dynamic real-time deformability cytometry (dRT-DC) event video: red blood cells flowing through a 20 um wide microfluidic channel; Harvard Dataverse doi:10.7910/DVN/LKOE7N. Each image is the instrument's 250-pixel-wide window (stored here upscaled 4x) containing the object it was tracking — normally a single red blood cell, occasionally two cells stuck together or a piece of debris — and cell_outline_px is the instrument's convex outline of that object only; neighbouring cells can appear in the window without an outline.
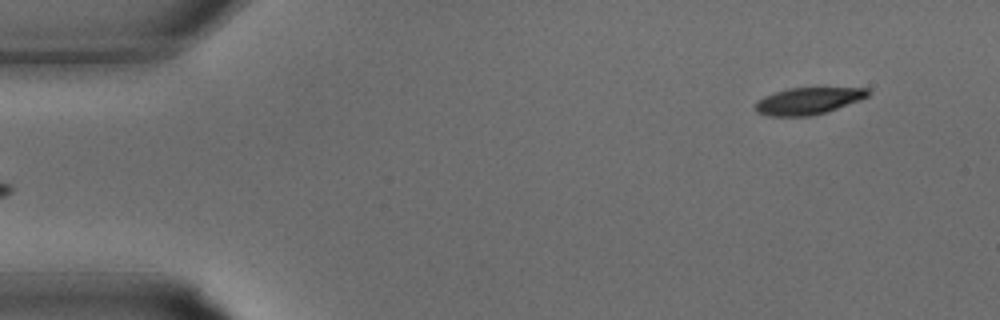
{"species": "common noctule bat (a hibernating species)", "species_latin": "Nyctalus noctula", "temperature_condition": "warm", "stored_images_in_passage": 10, "camera_frame_rate_fps": 3000, "um_per_image_px": 0.085, "animal": {"sex": "male", "body_mass_g": 15.6}, "frame": {"image": 1, "passage_image": 1, "time_ms": 0.0, "image_size_px": [1000, 320], "cell_outline_px": [[872, 92], [868, 96], [860, 100], [828, 112], [812, 116], [768, 116], [756, 112], [756, 100], [764, 96], [788, 88], [868, 88]], "centroid_in_image_um": [68.71, 8.58], "position_along_channel_um": 16.3, "area_um2": 17.74}}
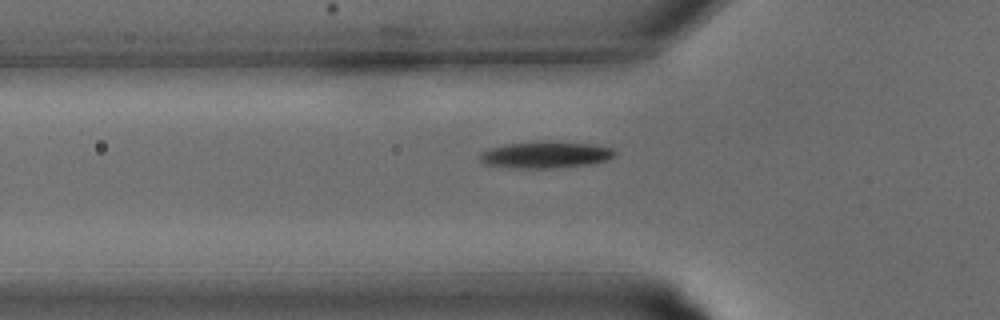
{"frame": {"image": 2, "passage_image": 9, "time_ms": 2.667, "image_size_px": [1000, 320], "cell_outline_px": [[616, 156], [608, 160], [592, 164], [552, 168], [520, 168], [488, 164], [480, 160], [480, 152], [488, 148], [508, 144], [532, 140], [548, 140], [588, 144], [612, 148], [616, 152]], "centroid_in_image_um": [46.4, 13.13], "position_along_channel_um": 79.4, "area_um2": 21.15}}